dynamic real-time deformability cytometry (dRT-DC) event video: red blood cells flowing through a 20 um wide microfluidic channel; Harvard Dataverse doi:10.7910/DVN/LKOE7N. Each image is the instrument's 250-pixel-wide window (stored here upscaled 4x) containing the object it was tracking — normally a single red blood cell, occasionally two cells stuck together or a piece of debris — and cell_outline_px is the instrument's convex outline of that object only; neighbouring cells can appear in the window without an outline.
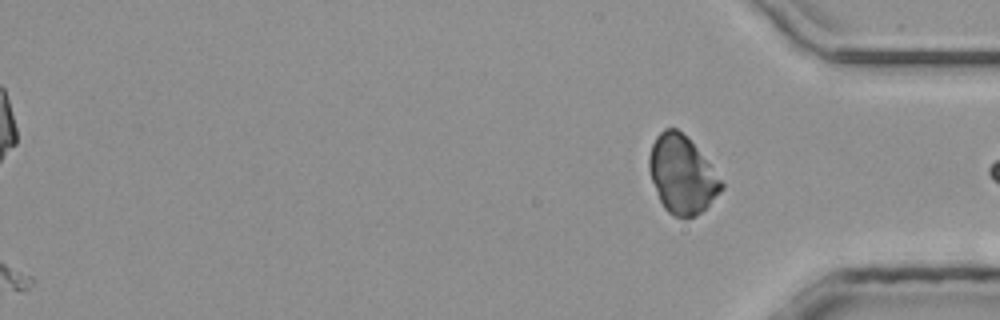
{"species": "common noctule bat (a hibernating species)", "species_latin": "Nyctalus noctula", "temperature_condition": "room temperature", "stored_images_in_passage": 40, "camera_frame_rate_fps": 3000, "um_per_image_px": 0.085, "animal": {"sex": "male", "body_mass_g": 20.4}, "frame": {"image": 1, "passage_image": 40, "time_ms": 13.0, "image_size_px": [1000, 320], "cell_outline_px": [[724, 188], [696, 216], [688, 220], [672, 216], [664, 208], [660, 200], [652, 180], [648, 168], [648, 156], [652, 144], [656, 136], [664, 128], [676, 128], [688, 136], [724, 184]], "centroid_in_image_um": [57.94, 14.85], "position_along_channel_um": 377.3, "area_um2": 32.66}}